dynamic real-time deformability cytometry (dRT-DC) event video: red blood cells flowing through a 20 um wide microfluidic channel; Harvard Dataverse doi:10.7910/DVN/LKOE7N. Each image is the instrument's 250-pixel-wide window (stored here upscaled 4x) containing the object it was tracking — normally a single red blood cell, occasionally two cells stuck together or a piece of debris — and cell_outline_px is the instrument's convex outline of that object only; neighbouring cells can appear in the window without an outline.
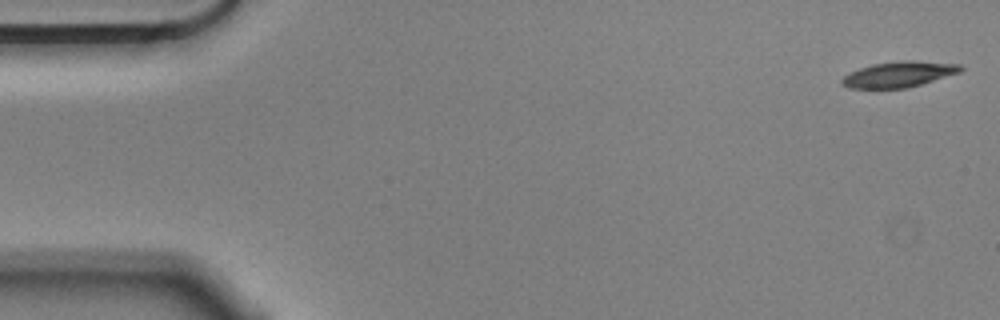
{"species": "Egyptian fruit bat (a non-hibernating species)", "species_latin": "Rousettus aegyptiacus", "temperature_condition": "cold", "stored_images_in_passage": 55, "camera_frame_rate_fps": 3000, "um_per_image_px": 0.085, "animal": {"sex": "male"}, "frame": {"image": 1, "passage_image": 1, "time_ms": 0.0, "image_size_px": [1000, 320], "cell_outline_px": [[964, 68], [960, 72], [908, 88], [848, 88], [840, 84], [840, 80], [844, 76], [860, 68], [872, 64], [904, 60], [916, 60], [960, 64]], "centroid_in_image_um": [76.41, 6.31], "position_along_channel_um": 8.6, "area_um2": 17.74}}
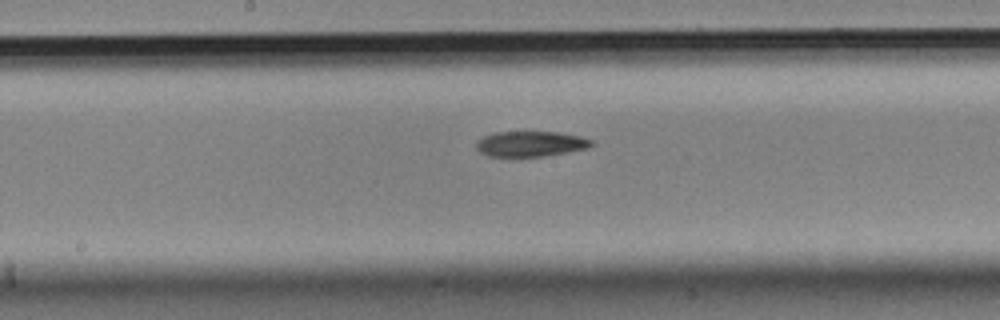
{"frame": {"image": 2, "passage_image": 28, "time_ms": 9.0, "image_size_px": [1000, 320], "cell_outline_px": [[596, 144], [588, 148], [568, 152], [544, 156], [488, 156], [480, 152], [476, 148], [476, 140], [484, 136], [496, 132], [556, 132], [580, 136], [592, 140]], "centroid_in_image_um": [45.11, 12.23], "position_along_channel_um": 203.1, "area_um2": 17.05}}
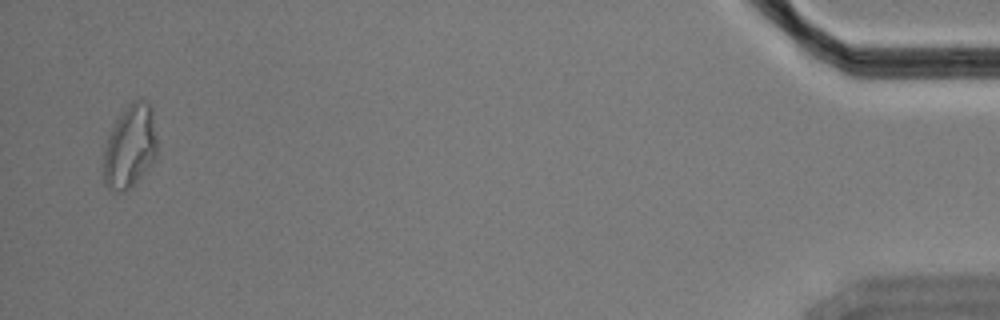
{"frame": {"image": 3, "passage_image": 54, "time_ms": 17.667, "image_size_px": [1000, 320], "cell_outline_px": [[156, 156], [152, 164], [124, 192], [116, 192], [108, 188], [104, 184], [104, 148], [108, 136], [116, 120], [124, 108], [132, 100], [144, 100], [152, 108], [156, 140]], "centroid_in_image_um": [11.03, 12.45], "position_along_channel_um": 424.2, "area_um2": 25.72}, "authors_computed_cell_mechanics": {"area_um2": 18.4382, "velocity_mm_per_s": 3.55, "shape_relaxation_time_tau1_ms": 8.4756, "shape_relaxation_time_tau2_ms": null, "deformation_change_tau1": 0.1888, "deformation_change_tau2": null}}